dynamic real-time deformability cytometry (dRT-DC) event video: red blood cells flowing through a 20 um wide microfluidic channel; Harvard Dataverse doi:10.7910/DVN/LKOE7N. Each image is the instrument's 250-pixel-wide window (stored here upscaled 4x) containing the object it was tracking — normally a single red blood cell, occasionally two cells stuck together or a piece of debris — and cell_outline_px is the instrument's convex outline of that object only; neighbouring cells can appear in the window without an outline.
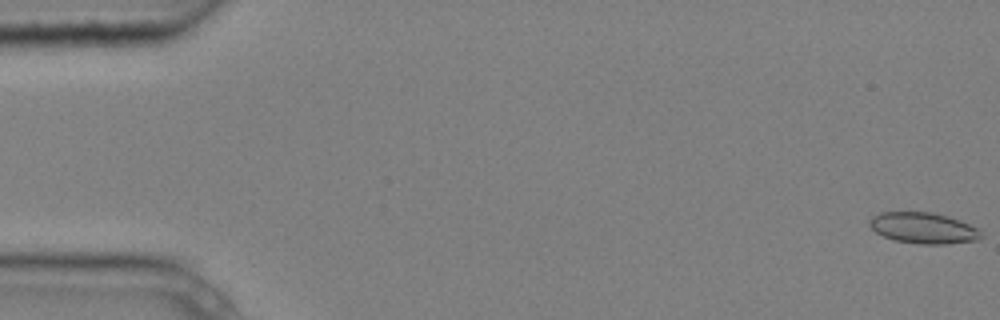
{"species": "common noctule bat (a hibernating species)", "species_latin": "Nyctalus noctula", "temperature_condition": "cold", "stored_images_in_passage": 8, "camera_frame_rate_fps": 3000, "um_per_image_px": 0.085, "animal": {"sex": "male", "body_mass_g": 20.4}, "frame": {"image": 1, "passage_image": 1, "time_ms": 0.0, "image_size_px": [1000, 320], "cell_outline_px": [[984, 236], [980, 240], [948, 244], [920, 244], [896, 240], [884, 236], [876, 232], [868, 224], [868, 220], [872, 216], [880, 212], [932, 212], [948, 216], [960, 220], [976, 228]], "centroid_in_image_um": [78.49, 19.38], "position_along_channel_um": 6.5, "area_um2": 20.23}}
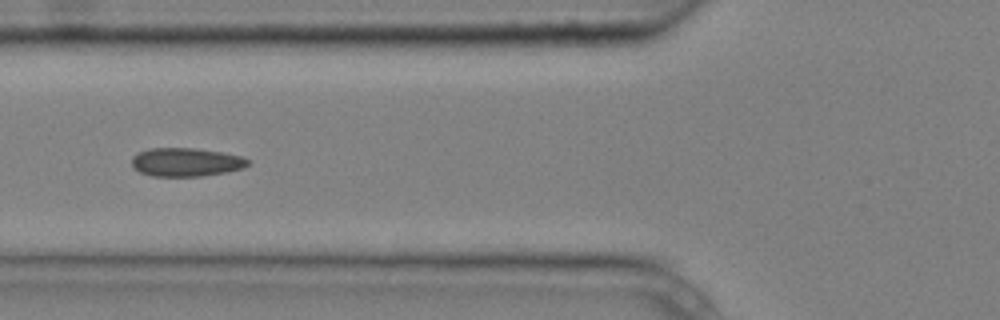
{"frame": {"image": 2, "passage_image": 7, "time_ms": 2.0, "image_size_px": [1000, 320], "cell_outline_px": [[252, 160], [244, 168], [228, 172], [200, 176], [152, 176], [140, 172], [132, 168], [132, 156], [140, 152], [152, 148], [196, 148], [224, 152], [240, 156]], "centroid_in_image_um": [15.84, 13.78], "position_along_channel_um": 110.0, "area_um2": 19.48}}
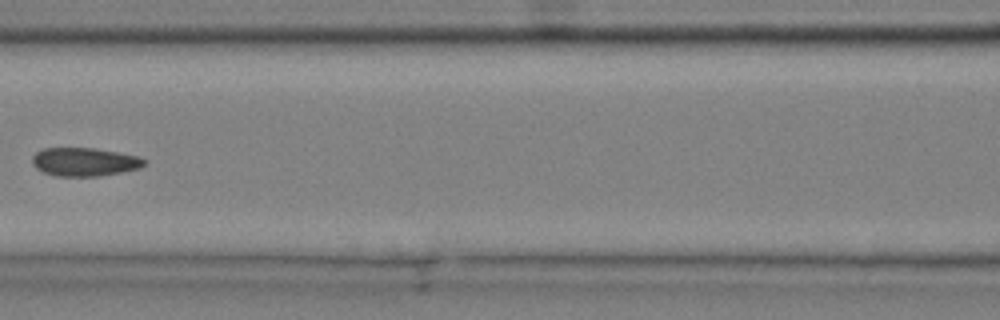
{"frame": {"image": 3, "passage_image": 8, "time_ms": 2.333, "image_size_px": [1000, 320], "cell_outline_px": [[148, 164], [140, 168], [120, 172], [96, 176], [56, 176], [44, 172], [36, 168], [32, 164], [32, 156], [36, 152], [44, 148], [92, 148], [140, 156]], "centroid_in_image_um": [7.18, 13.76], "position_along_channel_um": 159.4, "area_um2": 18.5}}